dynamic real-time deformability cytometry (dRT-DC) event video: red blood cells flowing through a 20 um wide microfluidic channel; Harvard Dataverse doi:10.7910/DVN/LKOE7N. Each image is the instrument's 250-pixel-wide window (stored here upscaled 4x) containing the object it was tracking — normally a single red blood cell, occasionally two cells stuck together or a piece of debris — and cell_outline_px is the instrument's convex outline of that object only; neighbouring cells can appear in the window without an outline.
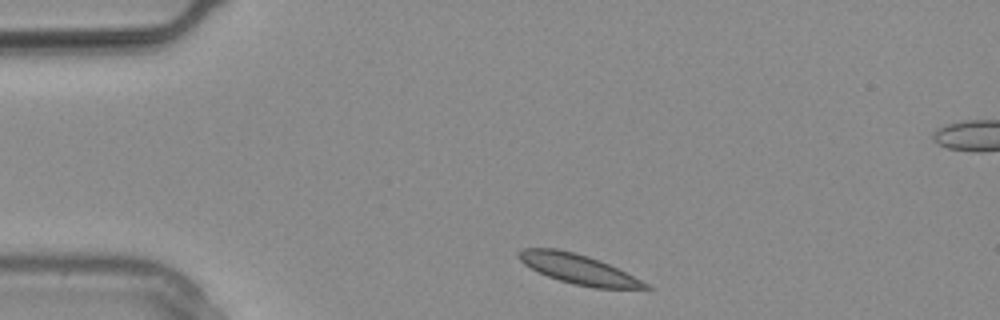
{"species": "common noctule bat (a hibernating species)", "species_latin": "Nyctalus noctula", "temperature_condition": "warm", "stored_images_in_passage": 25, "camera_frame_rate_fps": 3000, "um_per_image_px": 0.085, "animal": {"sex": "male", "body_mass_g": 20.4}, "frame": {"image": 1, "passage_image": 1, "time_ms": 0.0, "image_size_px": [1000, 320], "cell_outline_px": [[652, 288], [592, 288], [572, 284], [548, 276], [524, 264], [516, 256], [516, 252], [524, 248], [556, 248], [576, 252], [600, 260], [648, 284]], "centroid_in_image_um": [49.09, 22.85], "position_along_channel_um": 35.9, "area_um2": 21.68}}